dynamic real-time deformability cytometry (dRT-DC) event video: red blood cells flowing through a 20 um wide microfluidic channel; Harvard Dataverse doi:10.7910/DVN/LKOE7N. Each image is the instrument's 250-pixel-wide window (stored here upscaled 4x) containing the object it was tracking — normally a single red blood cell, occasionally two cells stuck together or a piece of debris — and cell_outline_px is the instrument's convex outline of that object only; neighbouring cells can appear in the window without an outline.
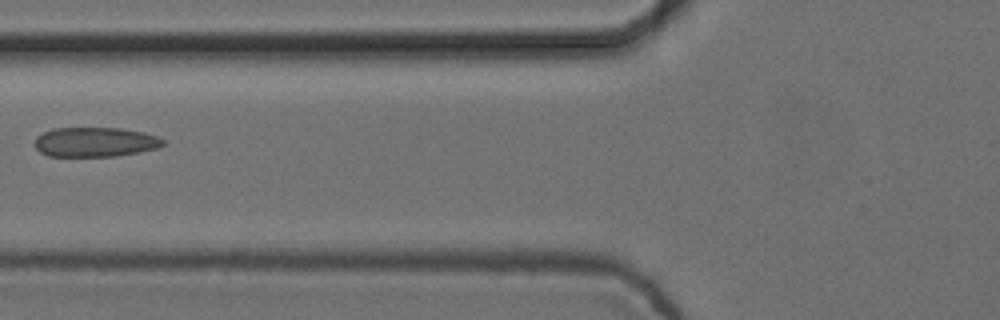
{"species": "common noctule bat (a hibernating species)", "species_latin": "Nyctalus noctula", "temperature_condition": "cold", "stored_images_in_passage": 7, "camera_frame_rate_fps": 3000, "um_per_image_px": 0.085, "animal": {"sex": "female", "body_mass_g": 24.6, "forearm_length_mm": 56.2}, "frame": {"image": 1, "passage_image": 6, "time_ms": 1.667, "image_size_px": [1000, 320], "cell_outline_px": [[164, 144], [156, 148], [140, 152], [116, 156], [48, 156], [40, 152], [36, 148], [36, 136], [52, 128], [120, 128], [144, 132], [156, 136], [164, 140]], "centroid_in_image_um": [8.08, 12.07], "position_along_channel_um": 117.7, "area_um2": 22.08}}
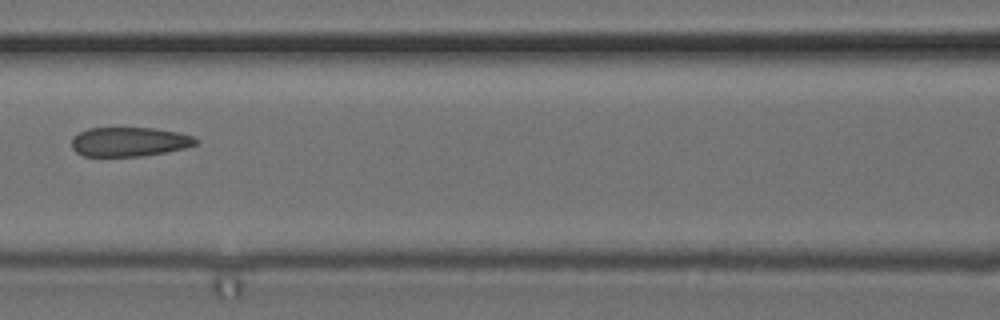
{"frame": {"image": 2, "passage_image": 7, "time_ms": 2.0, "image_size_px": [1000, 320], "cell_outline_px": [[200, 140], [196, 144], [184, 148], [144, 156], [84, 156], [76, 152], [72, 148], [72, 136], [88, 128], [152, 128], [176, 132], [192, 136]], "centroid_in_image_um": [10.97, 12.05], "position_along_channel_um": 155.6, "area_um2": 21.1}}